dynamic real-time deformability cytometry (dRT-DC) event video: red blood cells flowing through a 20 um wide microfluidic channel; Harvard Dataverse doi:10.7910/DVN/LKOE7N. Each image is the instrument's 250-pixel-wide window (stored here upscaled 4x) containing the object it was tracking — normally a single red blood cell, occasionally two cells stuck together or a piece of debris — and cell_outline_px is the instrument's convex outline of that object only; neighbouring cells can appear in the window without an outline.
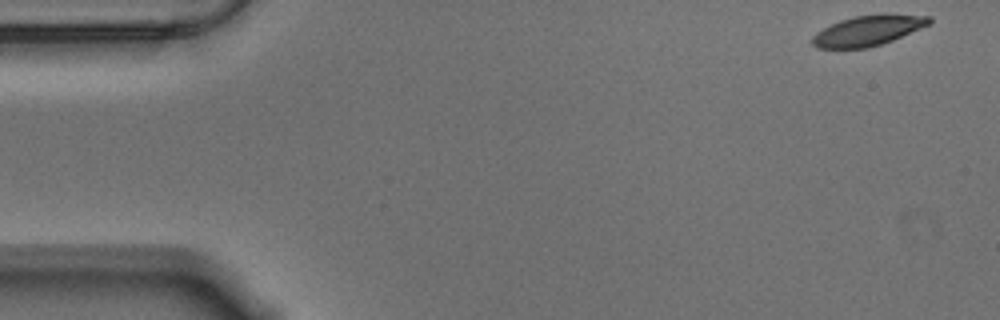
{"species": "Egyptian fruit bat (a non-hibernating species)", "species_latin": "Rousettus aegyptiacus", "temperature_condition": "warm", "stored_images_in_passage": 55, "camera_frame_rate_fps": 3000, "um_per_image_px": 0.085, "animal": {"sex": "male"}, "frame": {"image": 1, "passage_image": 1, "time_ms": 0.0, "image_size_px": [1000, 320], "cell_outline_px": [[932, 20], [928, 24], [920, 28], [892, 40], [868, 48], [816, 48], [812, 44], [812, 36], [816, 32], [840, 20], [852, 16], [932, 16]], "centroid_in_image_um": [73.68, 2.64], "position_along_channel_um": 11.3, "area_um2": 19.71}}
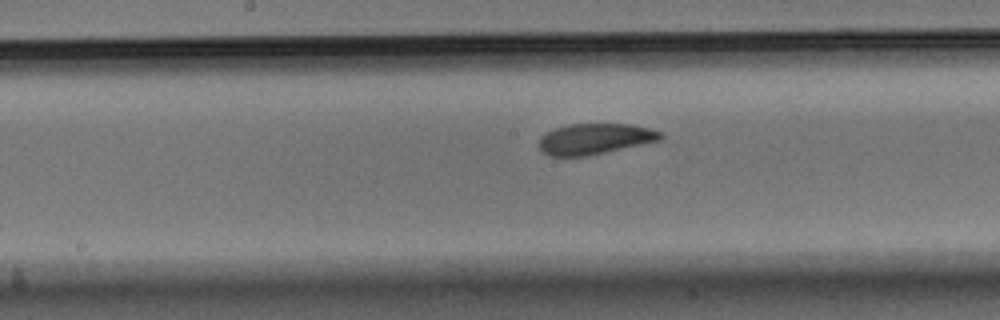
{"frame": {"image": 2, "passage_image": 27, "time_ms": 8.667, "image_size_px": [1000, 320], "cell_outline_px": [[664, 136], [660, 140], [588, 156], [552, 156], [544, 152], [540, 148], [540, 136], [556, 128], [568, 124], [632, 124], [664, 132]], "centroid_in_image_um": [50.6, 11.8], "position_along_channel_um": 197.6, "area_um2": 21.68}}
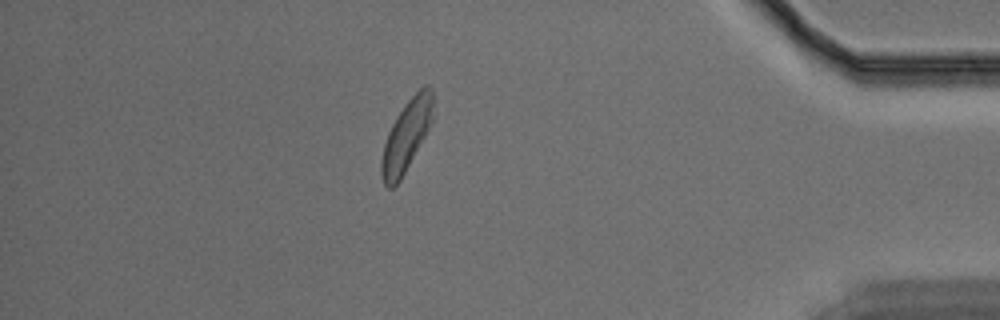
{"frame": {"image": 3, "passage_image": 48, "time_ms": 15.667, "image_size_px": [1000, 320], "cell_outline_px": [[432, 120], [424, 136], [400, 180], [392, 188], [388, 188], [384, 184], [380, 172], [380, 164], [384, 144], [388, 132], [396, 116], [404, 104], [424, 84], [428, 84], [432, 88]], "centroid_in_image_um": [34.52, 11.52], "position_along_channel_um": 400.7, "area_um2": 20.92}, "authors_computed_cell_mechanics": {"area_um2": 21.964, "velocity_mm_per_s": 3.5046, "shape_relaxation_time_tau1_ms": 2.5381, "shape_relaxation_time_tau2_ms": 3.3797, "deformation_change_tau1": 0.1125, "deformation_change_tau2": 0.083}}